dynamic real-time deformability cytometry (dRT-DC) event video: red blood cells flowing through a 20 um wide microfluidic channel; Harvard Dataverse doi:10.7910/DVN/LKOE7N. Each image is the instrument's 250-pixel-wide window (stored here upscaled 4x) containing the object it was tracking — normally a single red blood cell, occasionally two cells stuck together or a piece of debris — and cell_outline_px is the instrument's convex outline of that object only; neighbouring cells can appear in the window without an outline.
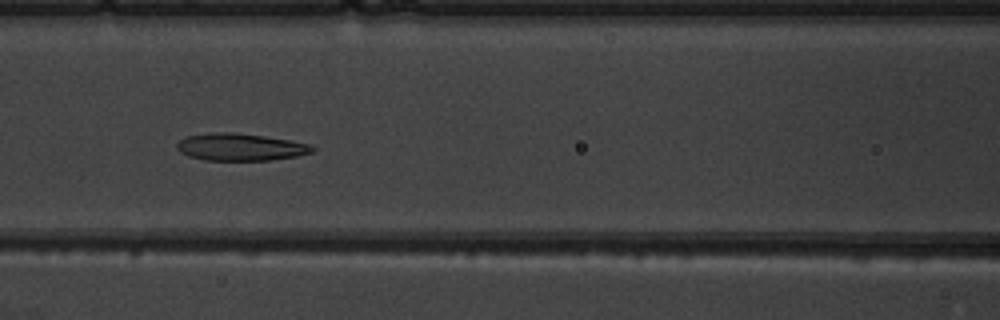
{"species": "common noctule bat (a hibernating species)", "species_latin": "Nyctalus noctula", "temperature_condition": "warm", "stored_images_in_passage": 9, "camera_frame_rate_fps": 3000, "um_per_image_px": 0.085, "animal": {"sex": "male", "body_mass_g": 19.5, "forearm_length_mm": 54.6}, "frame": {"image": 1, "passage_image": 7, "time_ms": 7.0, "image_size_px": [1000, 320], "cell_outline_px": [[316, 148], [312, 152], [296, 156], [268, 160], [204, 160], [188, 156], [180, 152], [176, 148], [176, 144], [180, 140], [188, 136], [212, 132], [232, 132], [264, 136], [292, 140], [312, 144]], "centroid_in_image_um": [20.44, 12.49], "position_along_channel_um": 146.2, "area_um2": 21.56}}
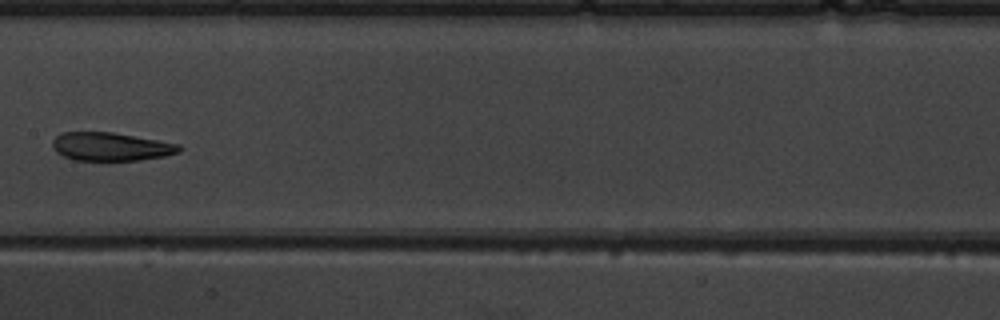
{"frame": {"image": 2, "passage_image": 8, "time_ms": 8.333, "image_size_px": [1000, 320], "cell_outline_px": [[184, 148], [180, 152], [164, 156], [140, 160], [72, 160], [56, 152], [52, 148], [52, 140], [60, 132], [112, 132], [180, 144]], "centroid_in_image_um": [9.41, 12.46], "position_along_channel_um": 198.0, "area_um2": 21.04}}
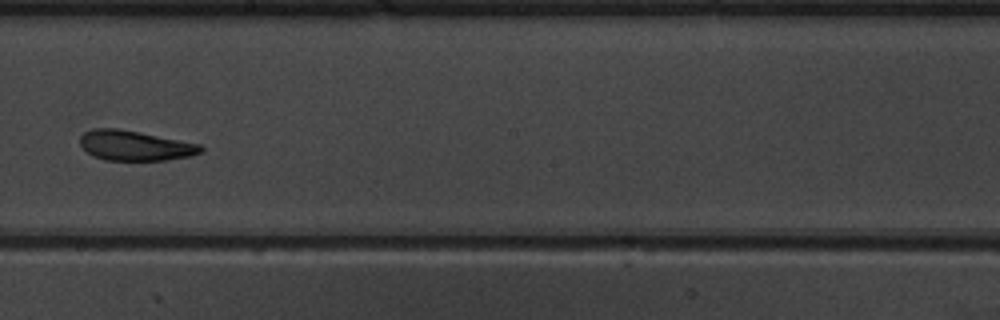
{"frame": {"image": 3, "passage_image": 9, "time_ms": 9.333, "image_size_px": [1000, 320], "cell_outline_px": [[204, 152], [192, 156], [168, 160], [104, 160], [92, 156], [80, 144], [80, 136], [84, 132], [92, 128], [120, 128], [200, 144], [204, 148]], "centroid_in_image_um": [11.49, 12.37], "position_along_channel_um": 236.7, "area_um2": 21.33}}